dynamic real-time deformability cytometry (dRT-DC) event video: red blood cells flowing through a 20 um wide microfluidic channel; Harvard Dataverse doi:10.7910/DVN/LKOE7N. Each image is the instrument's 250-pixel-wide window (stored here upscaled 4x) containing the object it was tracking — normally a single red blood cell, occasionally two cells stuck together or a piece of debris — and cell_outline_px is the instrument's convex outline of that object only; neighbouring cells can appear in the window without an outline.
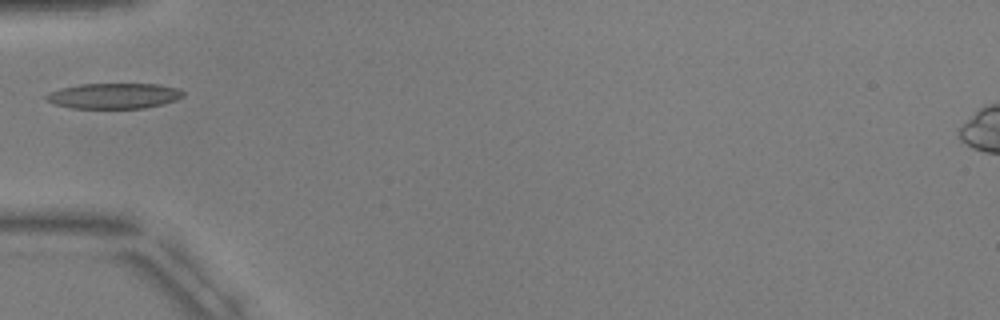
{"species": "common noctule bat (a hibernating species)", "species_latin": "Nyctalus noctula", "temperature_condition": "warm", "stored_images_in_passage": 6, "segment_of_instrument_passage": [2, 2], "camera_frame_rate_fps": 3000, "um_per_image_px": 0.085, "animal": {"sex": "male", "body_mass_g": 17.9, "forearm_length_mm": 54.2}, "frame": {"image": 1, "passage_image": 5, "time_ms": 4.667, "image_size_px": [1000, 320], "cell_outline_px": [[184, 96], [176, 100], [144, 108], [68, 108], [52, 104], [44, 100], [44, 96], [60, 88], [80, 84], [160, 84], [176, 88], [184, 92]], "centroid_in_image_um": [9.63, 8.15], "position_along_channel_um": 75.4, "area_um2": 20.4}}
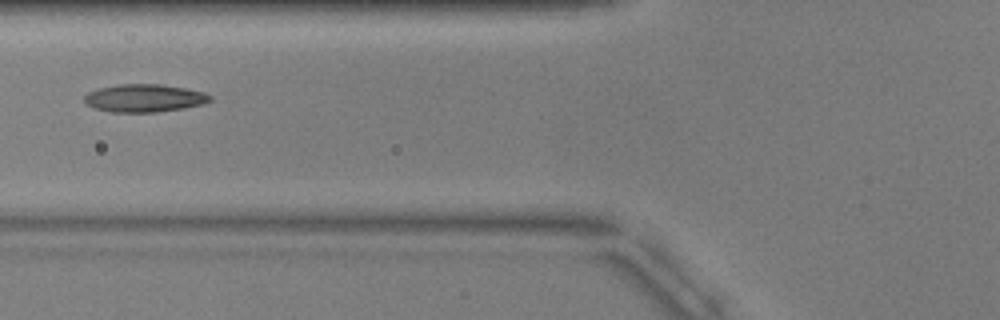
{"frame": {"image": 2, "passage_image": 6, "time_ms": 5.667, "image_size_px": [1000, 320], "cell_outline_px": [[212, 100], [204, 104], [184, 108], [156, 112], [112, 112], [96, 108], [88, 104], [84, 100], [84, 96], [88, 92], [100, 88], [120, 84], [160, 84], [184, 88], [204, 92], [212, 96]], "centroid_in_image_um": [12.31, 8.34], "position_along_channel_um": 113.5, "area_um2": 20.29}}